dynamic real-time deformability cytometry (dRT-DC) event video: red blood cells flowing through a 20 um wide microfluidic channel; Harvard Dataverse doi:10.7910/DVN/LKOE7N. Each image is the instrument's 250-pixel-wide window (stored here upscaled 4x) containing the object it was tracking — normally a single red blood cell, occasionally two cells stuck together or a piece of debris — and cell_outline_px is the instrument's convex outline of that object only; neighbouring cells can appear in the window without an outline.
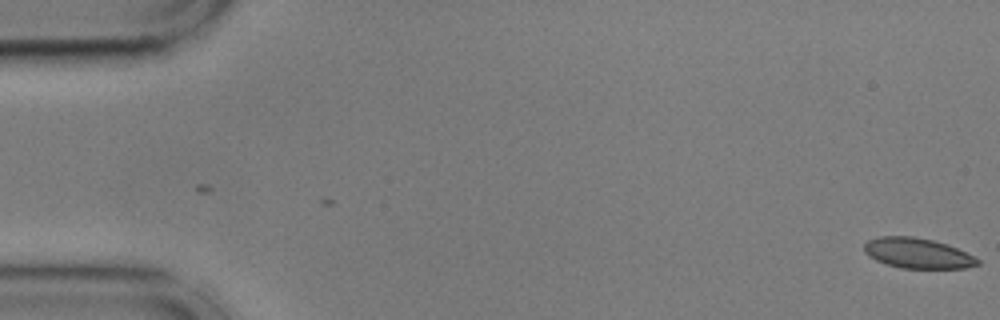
{"species": "common noctule bat (a hibernating species)", "species_latin": "Nyctalus noctula", "temperature_condition": "cold", "stored_images_in_passage": 6, "camera_frame_rate_fps": 3000, "um_per_image_px": 0.085, "animal": {"sex": "male", "body_mass_g": 17.9, "forearm_length_mm": 54.2}, "frame": {"image": 1, "passage_image": 6, "time_ms": 1.667, "image_size_px": [1000, 320], "cell_outline_px": [[980, 264], [964, 268], [900, 268], [876, 260], [868, 256], [864, 252], [864, 244], [868, 240], [876, 236], [912, 236], [932, 240], [948, 244], [980, 260]], "centroid_in_image_um": [77.95, 21.51], "position_along_channel_um": 7.0, "area_um2": 19.94}}